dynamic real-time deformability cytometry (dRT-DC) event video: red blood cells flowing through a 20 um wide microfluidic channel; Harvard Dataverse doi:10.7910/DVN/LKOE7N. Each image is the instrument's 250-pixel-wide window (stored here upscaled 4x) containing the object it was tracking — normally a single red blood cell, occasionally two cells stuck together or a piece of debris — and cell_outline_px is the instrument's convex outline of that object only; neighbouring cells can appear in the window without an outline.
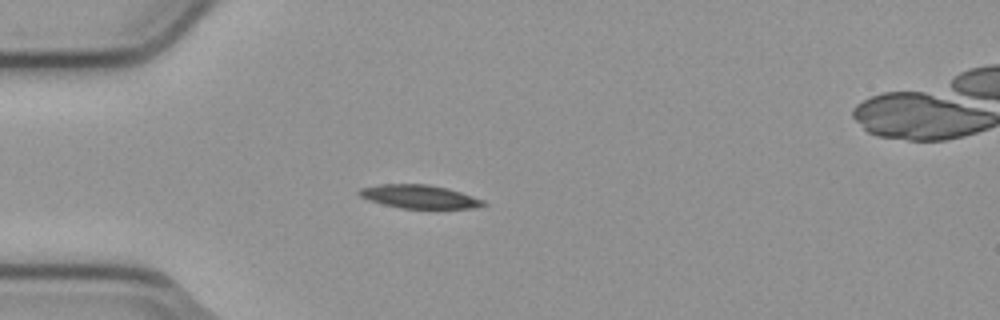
{"species": "common noctule bat (a hibernating species)", "species_latin": "Nyctalus noctula", "temperature_condition": "cold", "stored_images_in_passage": 5, "camera_frame_rate_fps": 3000, "um_per_image_px": 0.085, "animal": {"sex": "male", "body_mass_g": 23.1, "forearm_length_mm": 52.7}, "frame": {"image": 1, "passage_image": 4, "time_ms": 1.0, "image_size_px": [1000, 320], "cell_outline_px": [[488, 204], [472, 208], [400, 208], [368, 200], [360, 196], [356, 192], [360, 188], [380, 184], [428, 184], [448, 188], [484, 200]], "centroid_in_image_um": [35.62, 16.7], "position_along_channel_um": 49.4, "area_um2": 16.88}}